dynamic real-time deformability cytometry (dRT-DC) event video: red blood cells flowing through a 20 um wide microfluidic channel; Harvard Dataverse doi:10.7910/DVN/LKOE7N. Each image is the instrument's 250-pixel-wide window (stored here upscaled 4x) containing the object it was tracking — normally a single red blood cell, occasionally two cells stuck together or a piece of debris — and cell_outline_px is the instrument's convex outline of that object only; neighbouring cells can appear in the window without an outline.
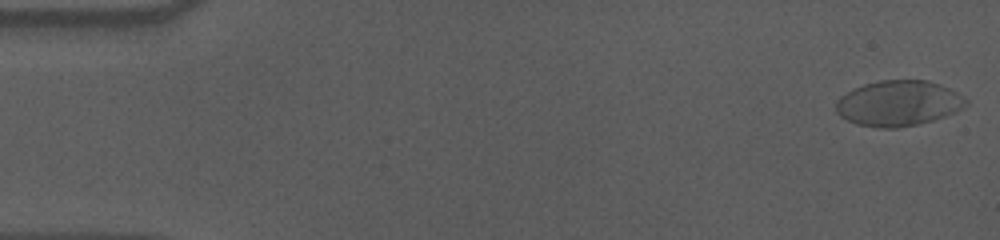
{"species": "human", "species_latin": "Homo sapiens", "temperature_condition": "cold", "stored_images_in_passage": 56, "camera_frame_rate_fps": 3000, "um_per_image_px": 0.085, "donor": {"sex": "male"}, "frame": {"image": 1, "passage_image": 1, "time_ms": 0.0, "image_size_px": [1000, 240], "cell_outline_px": [[968, 104], [956, 112], [932, 120], [916, 124], [896, 128], [876, 128], [856, 124], [840, 116], [836, 112], [836, 100], [840, 96], [864, 84], [880, 80], [928, 80], [940, 84], [964, 96], [968, 100]], "centroid_in_image_um": [76.37, 8.78], "position_along_channel_um": 8.6, "area_um2": 34.45}}
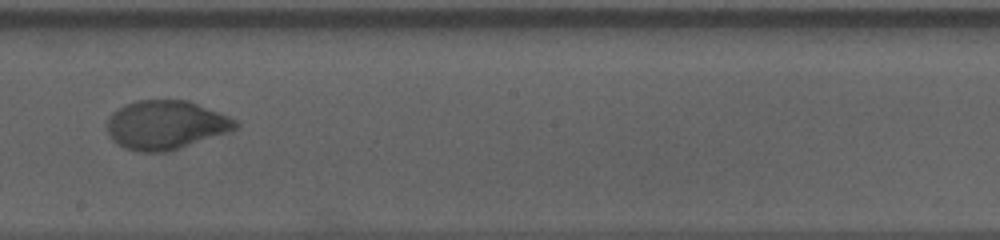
{"frame": {"image": 2, "passage_image": 32, "time_ms": 10.333, "image_size_px": [1000, 240], "cell_outline_px": [[240, 124], [236, 128], [228, 132], [168, 152], [136, 152], [124, 148], [116, 144], [108, 136], [108, 116], [112, 112], [124, 104], [136, 100], [188, 100], [220, 112], [236, 120]], "centroid_in_image_um": [14.06, 10.62], "position_along_channel_um": 234.1, "area_um2": 36.88}}
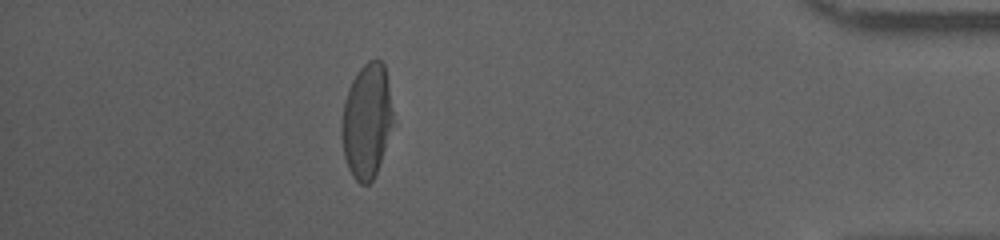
{"frame": {"image": 3, "passage_image": 50, "time_ms": 16.333, "image_size_px": [1000, 240], "cell_outline_px": [[396, 120], [376, 172], [372, 180], [368, 184], [360, 184], [352, 176], [348, 168], [344, 156], [340, 136], [340, 124], [344, 100], [348, 88], [352, 80], [360, 68], [368, 60], [376, 56], [384, 64]], "centroid_in_image_um": [31.18, 10.25], "position_along_channel_um": 404.0, "area_um2": 35.2}, "authors_computed_cell_mechanics": {"area_um2": 35.8649, "velocity_mm_per_s": 3.5851, "shape_relaxation_time_tau1_ms": 4.6758, "shape_relaxation_time_tau2_ms": null, "deformation_change_tau1": 0.1905, "deformation_change_tau2": null}}